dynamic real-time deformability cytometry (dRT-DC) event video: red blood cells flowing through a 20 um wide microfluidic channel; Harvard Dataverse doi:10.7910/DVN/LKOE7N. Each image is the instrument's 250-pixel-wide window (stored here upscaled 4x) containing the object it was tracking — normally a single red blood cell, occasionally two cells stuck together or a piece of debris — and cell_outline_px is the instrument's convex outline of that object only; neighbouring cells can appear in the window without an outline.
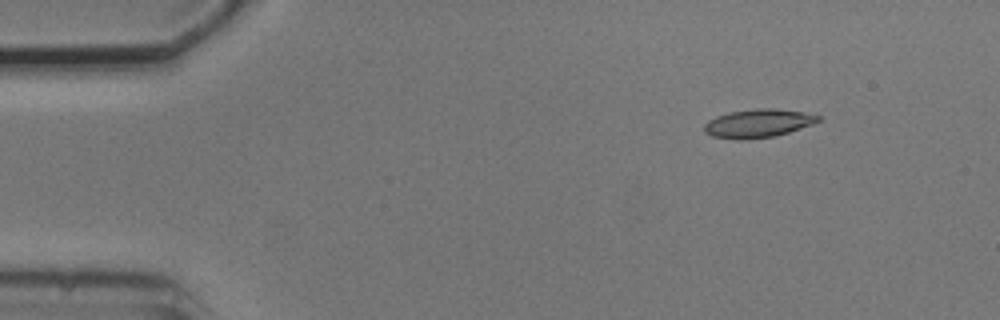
{"species": "common noctule bat (a hibernating species)", "species_latin": "Nyctalus noctula", "temperature_condition": "cold", "stored_images_in_passage": 4, "camera_frame_rate_fps": 3000, "um_per_image_px": 0.085, "animal": {"sex": "male", "body_mass_g": 20.5, "forearm_length_mm": 52.5}, "frame": {"image": 1, "passage_image": 2, "time_ms": 1.0, "image_size_px": [1000, 320], "cell_outline_px": [[820, 120], [812, 124], [788, 132], [772, 136], [744, 140], [736, 140], [712, 136], [704, 132], [704, 124], [708, 120], [716, 116], [732, 112], [756, 108], [776, 108], [804, 112], [820, 116]], "centroid_in_image_um": [64.41, 10.48], "position_along_channel_um": 20.6, "area_um2": 18.79}}